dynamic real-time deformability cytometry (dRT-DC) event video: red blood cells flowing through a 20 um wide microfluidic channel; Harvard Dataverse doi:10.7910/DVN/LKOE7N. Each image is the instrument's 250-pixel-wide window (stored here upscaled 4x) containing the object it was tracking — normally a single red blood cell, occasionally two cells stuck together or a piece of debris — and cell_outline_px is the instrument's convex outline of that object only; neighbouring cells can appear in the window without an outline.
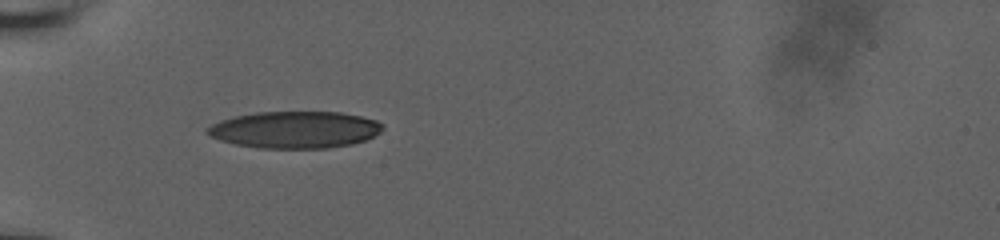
{"species": "human", "species_latin": "Homo sapiens", "temperature_condition": "room temperature", "stored_images_in_passage": 32, "camera_frame_rate_fps": 3000, "um_per_image_px": 0.085, "donor": {"sex": "male"}, "frame": {"image": 1, "passage_image": 1, "time_ms": 0.0, "image_size_px": [1000, 240], "cell_outline_px": [[384, 128], [380, 132], [364, 140], [352, 144], [328, 148], [260, 148], [236, 144], [220, 140], [208, 136], [204, 132], [204, 128], [220, 120], [236, 116], [256, 112], [340, 112], [360, 116], [376, 120], [384, 124]], "centroid_in_image_um": [25.04, 11.02], "position_along_channel_um": 60.0, "area_um2": 37.8}}
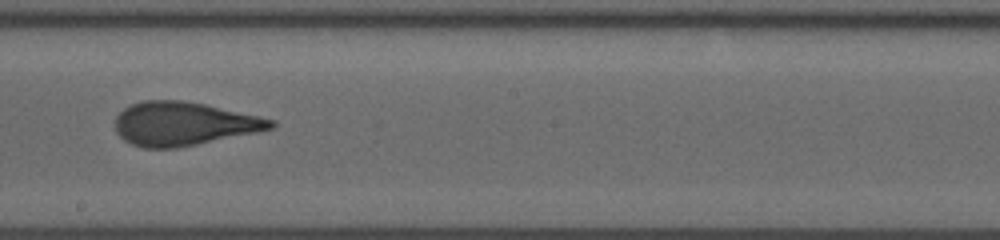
{"frame": {"image": 2, "passage_image": 15, "time_ms": 4.667, "image_size_px": [1000, 240], "cell_outline_px": [[276, 124], [272, 128], [256, 132], [176, 148], [144, 148], [132, 144], [124, 140], [116, 132], [116, 116], [124, 108], [132, 104], [144, 100], [180, 100], [204, 104], [276, 120]], "centroid_in_image_um": [15.58, 10.52], "position_along_channel_um": 232.6, "area_um2": 39.13}}
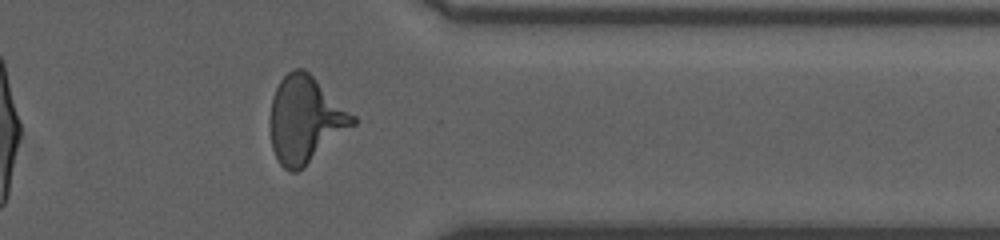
{"frame": {"image": 3, "passage_image": 27, "time_ms": 8.667, "image_size_px": [1000, 240], "cell_outline_px": [[356, 124], [304, 168], [296, 172], [292, 172], [284, 168], [276, 160], [272, 148], [272, 96], [280, 80], [292, 68], [304, 68], [356, 116]], "centroid_in_image_um": [25.97, 10.18], "position_along_channel_um": 385.4, "area_um2": 41.44}, "authors_computed_cell_mechanics": {"area_um2": 39.5063, "velocity_mm_per_s": 3.9553, "shape_relaxation_time_tau1_ms": 5.6418, "shape_relaxation_time_tau2_ms": 0.9759, "deformation_change_tau1": 0.2048, "deformation_change_tau2": 0.0936}}